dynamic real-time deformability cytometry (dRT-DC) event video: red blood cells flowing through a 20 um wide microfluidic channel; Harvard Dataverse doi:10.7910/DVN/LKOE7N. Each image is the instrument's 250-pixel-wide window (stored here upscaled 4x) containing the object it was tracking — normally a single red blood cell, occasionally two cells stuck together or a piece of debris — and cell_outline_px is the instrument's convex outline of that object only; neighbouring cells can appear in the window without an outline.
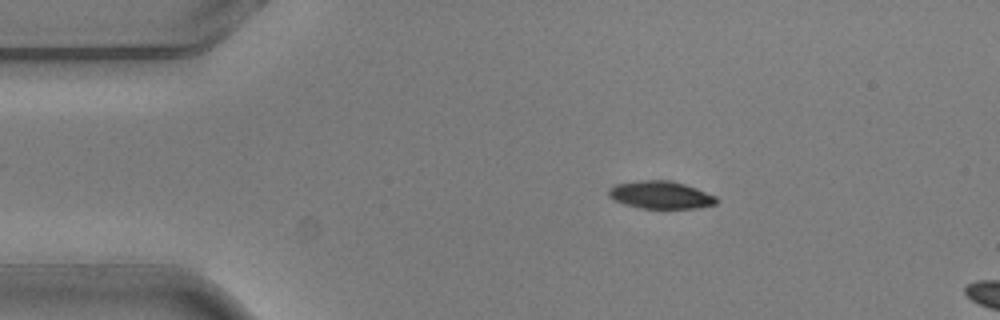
{"species": "common noctule bat (a hibernating species)", "species_latin": "Nyctalus noctula", "temperature_condition": "warm", "stored_images_in_passage": 3, "camera_frame_rate_fps": 3000, "um_per_image_px": 0.085, "animal": {"sex": "male", "body_mass_g": 20.5, "forearm_length_mm": 52.5}, "frame": {"image": 1, "passage_image": 1, "time_ms": 0.0, "image_size_px": [1000, 320], "cell_outline_px": [[720, 200], [716, 204], [700, 208], [640, 208], [624, 204], [608, 196], [608, 188], [616, 184], [640, 180], [668, 180], [684, 184], [696, 188], [716, 196]], "centroid_in_image_um": [56.17, 16.57], "position_along_channel_um": 28.8, "area_um2": 17.4}}